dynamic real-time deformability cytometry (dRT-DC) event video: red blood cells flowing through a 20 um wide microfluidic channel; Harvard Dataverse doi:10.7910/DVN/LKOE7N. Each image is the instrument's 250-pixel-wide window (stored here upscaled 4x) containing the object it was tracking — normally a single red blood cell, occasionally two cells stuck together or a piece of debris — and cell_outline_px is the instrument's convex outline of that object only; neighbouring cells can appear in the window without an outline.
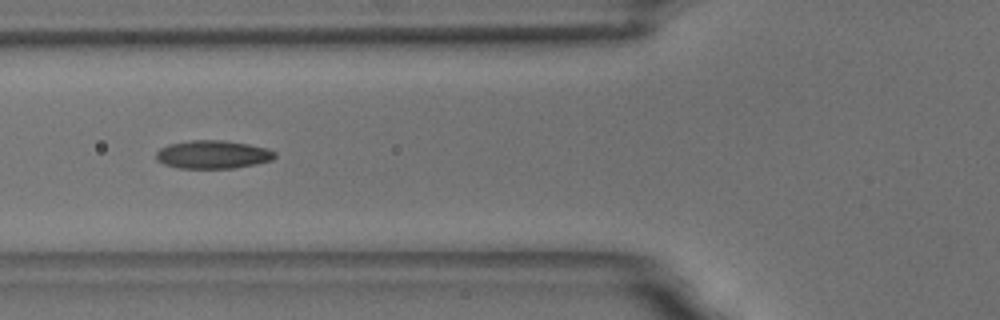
{"species": "common noctule bat (a hibernating species)", "species_latin": "Nyctalus noctula", "temperature_condition": "room temperature", "stored_images_in_passage": 45, "camera_frame_rate_fps": 3000, "um_per_image_px": 0.085, "animal": {"sex": "male", "body_mass_g": 18.8}, "frame": {"image": 1, "passage_image": 10, "time_ms": 3.0, "image_size_px": [1000, 320], "cell_outline_px": [[276, 156], [272, 160], [256, 164], [232, 168], [176, 168], [164, 164], [156, 160], [156, 152], [160, 148], [168, 144], [192, 140], [224, 140], [248, 144], [268, 148], [276, 152]], "centroid_in_image_um": [18.09, 13.13], "position_along_channel_um": 107.7, "area_um2": 19.65}}
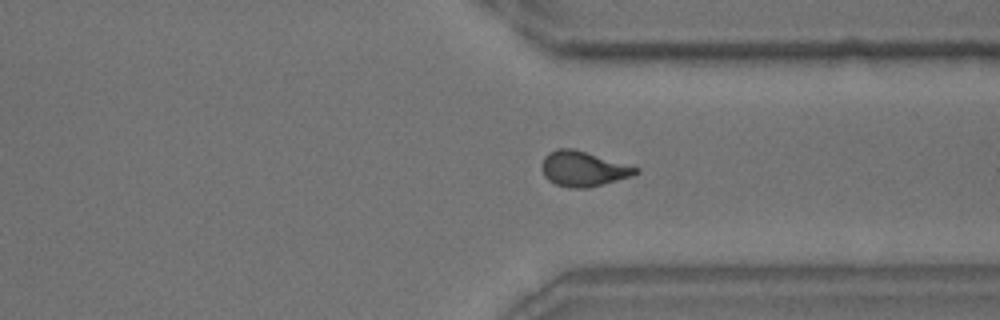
{"frame": {"image": 2, "passage_image": 32, "time_ms": 10.333, "image_size_px": [1000, 320], "cell_outline_px": [[640, 172], [632, 176], [588, 188], [572, 188], [556, 184], [548, 180], [544, 176], [540, 168], [544, 156], [548, 152], [556, 148], [572, 148], [640, 168]], "centroid_in_image_um": [49.54, 14.35], "position_along_channel_um": 361.9, "area_um2": 19.25}}
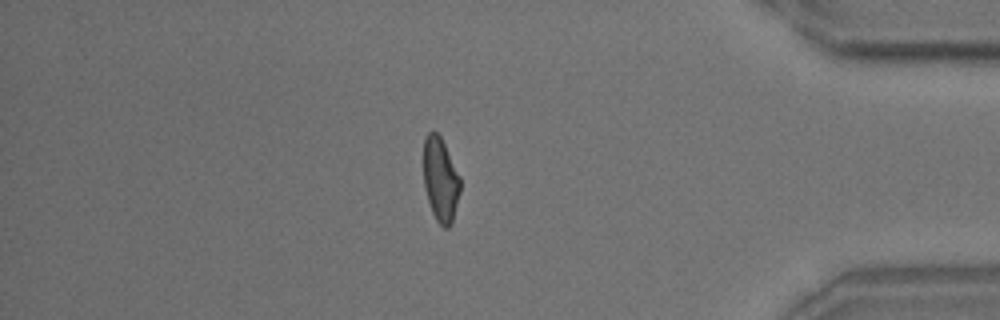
{"frame": {"image": 3, "passage_image": 38, "time_ms": 12.333, "image_size_px": [1000, 320], "cell_outline_px": [[460, 192], [452, 224], [448, 228], [444, 228], [436, 220], [432, 212], [428, 200], [424, 184], [424, 140], [428, 132], [436, 132], [440, 136], [460, 176]], "centroid_in_image_um": [37.45, 15.3], "position_along_channel_um": 397.7, "area_um2": 17.86}}